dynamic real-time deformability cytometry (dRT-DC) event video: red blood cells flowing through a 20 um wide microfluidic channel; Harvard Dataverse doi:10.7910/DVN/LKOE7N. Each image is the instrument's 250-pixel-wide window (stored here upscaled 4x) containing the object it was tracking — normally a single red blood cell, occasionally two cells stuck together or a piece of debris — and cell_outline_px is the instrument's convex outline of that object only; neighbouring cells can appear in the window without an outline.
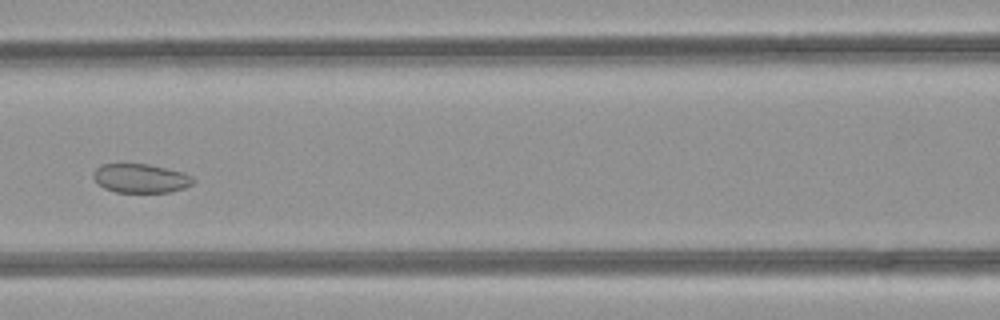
{"species": "common noctule bat (a hibernating species)", "species_latin": "Nyctalus noctula", "temperature_condition": "room temperature", "stored_images_in_passage": 51, "camera_frame_rate_fps": 3000, "um_per_image_px": 0.085, "animal": {"sex": "female", "body_mass_g": 21.9}, "frame": {"image": 1, "passage_image": 23, "time_ms": 7.333, "image_size_px": [1000, 320], "cell_outline_px": [[196, 180], [192, 184], [184, 188], [168, 192], [116, 192], [104, 188], [92, 176], [92, 172], [100, 164], [148, 164], [184, 172], [192, 176]], "centroid_in_image_um": [11.97, 15.15], "position_along_channel_um": 154.6, "area_um2": 16.88}}
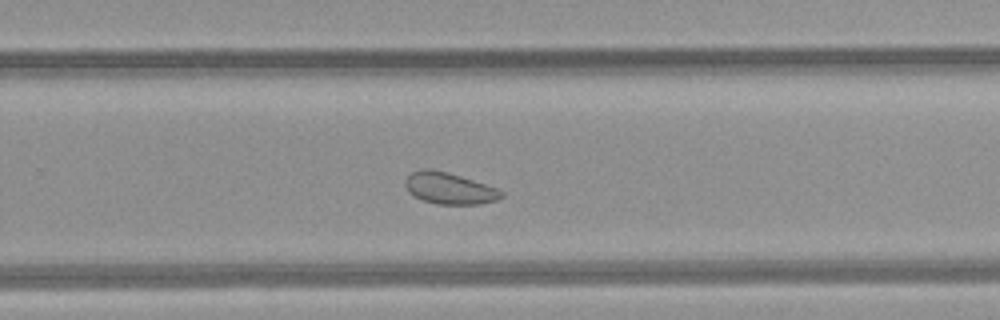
{"frame": {"image": 2, "passage_image": 33, "time_ms": 10.667, "image_size_px": [1000, 320], "cell_outline_px": [[504, 196], [496, 200], [480, 204], [436, 204], [424, 200], [408, 192], [404, 184], [404, 180], [412, 172], [420, 168], [432, 168], [448, 172], [496, 188], [504, 192]], "centroid_in_image_um": [38.16, 15.99], "position_along_channel_um": 291.6, "area_um2": 17.63}}
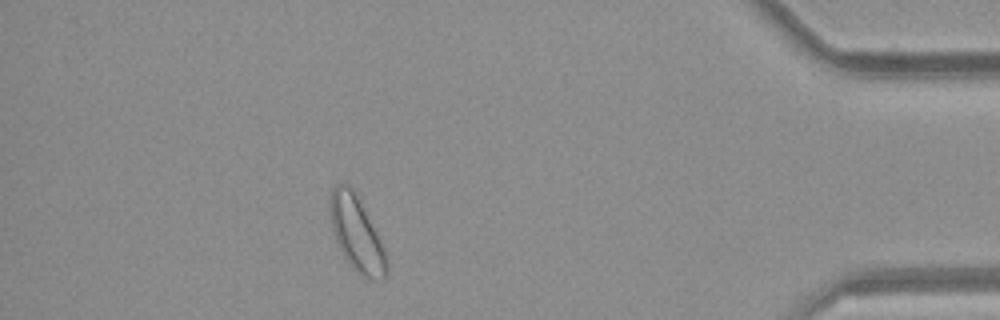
{"frame": {"image": 3, "passage_image": 45, "time_ms": 14.667, "image_size_px": [1000, 320], "cell_outline_px": [[388, 272], [384, 280], [364, 280], [352, 268], [344, 256], [336, 240], [332, 228], [328, 208], [328, 204], [332, 188], [336, 184], [348, 184], [352, 188], [380, 240], [384, 248], [388, 260]], "centroid_in_image_um": [30.31, 19.94], "position_along_channel_um": 404.9, "area_um2": 24.68}}